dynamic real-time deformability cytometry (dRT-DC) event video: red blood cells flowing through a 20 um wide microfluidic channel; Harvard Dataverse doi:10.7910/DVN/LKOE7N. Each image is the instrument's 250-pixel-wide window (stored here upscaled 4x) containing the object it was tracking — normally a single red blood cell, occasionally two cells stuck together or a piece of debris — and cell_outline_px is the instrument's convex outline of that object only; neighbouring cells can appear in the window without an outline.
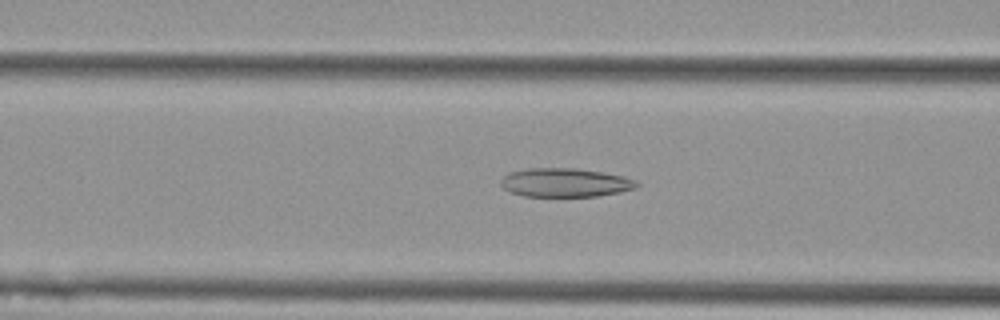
{"species": "Egyptian fruit bat (a non-hibernating species)", "species_latin": "Rousettus aegyptiacus", "temperature_condition": "cold", "stored_images_in_passage": 46, "camera_frame_rate_fps": 3000, "um_per_image_px": 0.085, "animal": {"sex": "female"}, "frame": {"image": 1, "passage_image": 12, "time_ms": 3.667, "image_size_px": [1000, 320], "cell_outline_px": [[640, 184], [636, 188], [620, 192], [596, 196], [524, 196], [512, 192], [504, 188], [500, 184], [500, 180], [508, 172], [528, 168], [576, 168], [624, 176], [636, 180]], "centroid_in_image_um": [48.04, 15.51], "position_along_channel_um": 118.6, "area_um2": 22.77}}
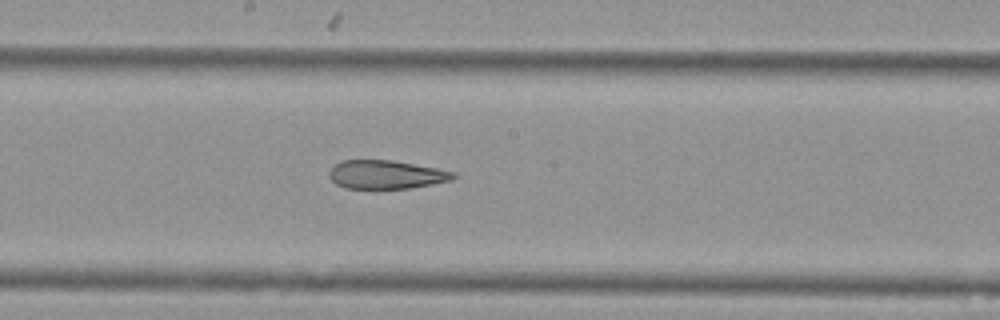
{"frame": {"image": 2, "passage_image": 20, "time_ms": 6.333, "image_size_px": [1000, 320], "cell_outline_px": [[456, 176], [452, 180], [432, 184], [408, 188], [344, 188], [336, 184], [328, 176], [328, 172], [340, 160], [392, 160], [436, 168], [456, 172]], "centroid_in_image_um": [32.81, 14.83], "position_along_channel_um": 215.4, "area_um2": 20.58}}
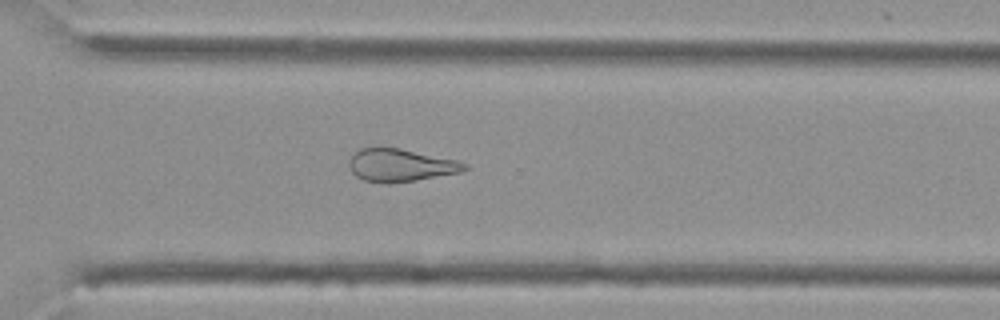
{"frame": {"image": 3, "passage_image": 30, "time_ms": 9.667, "image_size_px": [1000, 320], "cell_outline_px": [[472, 168], [460, 172], [416, 180], [388, 184], [364, 180], [356, 176], [352, 172], [348, 164], [348, 160], [360, 148], [380, 144], [400, 148], [456, 160], [468, 164]], "centroid_in_image_um": [34.02, 14.01], "position_along_channel_um": 336.6, "area_um2": 22.54}, "authors_computed_cell_mechanics": {"area_um2": 24.6517, "velocity_mm_per_s": 3.6442, "shape_relaxation_time_tau1_ms": null, "shape_relaxation_time_tau2_ms": 3.99, "deformation_change_tau1": null, "deformation_change_tau2": 0.1437}}